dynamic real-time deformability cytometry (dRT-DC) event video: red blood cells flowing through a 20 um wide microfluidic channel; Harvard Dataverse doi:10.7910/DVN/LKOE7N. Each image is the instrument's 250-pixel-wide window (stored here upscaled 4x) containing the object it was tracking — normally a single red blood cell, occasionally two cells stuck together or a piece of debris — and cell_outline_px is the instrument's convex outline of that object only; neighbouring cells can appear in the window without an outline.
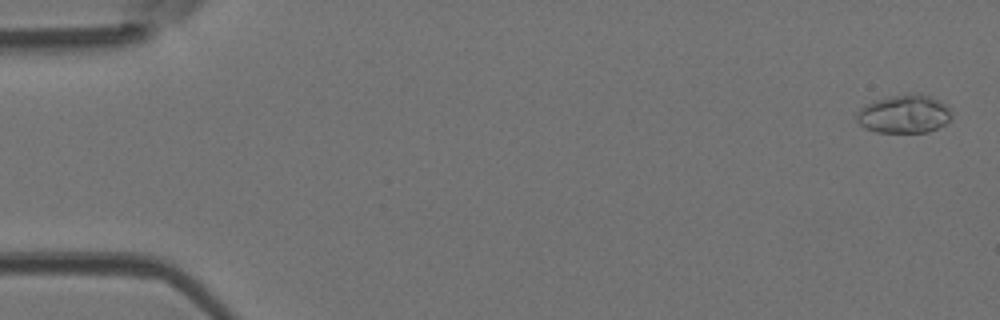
{"species": "Egyptian fruit bat (a non-hibernating species)", "species_latin": "Rousettus aegyptiacus", "temperature_condition": "room temperature", "stored_images_in_passage": 11, "camera_frame_rate_fps": 3000, "um_per_image_px": 0.085, "animal": {"sex": "female"}, "frame": {"image": 1, "passage_image": 2, "time_ms": 0.333, "image_size_px": [1000, 320], "cell_outline_px": [[952, 116], [948, 124], [928, 132], [876, 132], [864, 128], [856, 120], [856, 112], [864, 104], [876, 100], [892, 96], [916, 92], [940, 100], [952, 112]], "centroid_in_image_um": [76.86, 9.69], "position_along_channel_um": 8.1, "area_um2": 21.44}}